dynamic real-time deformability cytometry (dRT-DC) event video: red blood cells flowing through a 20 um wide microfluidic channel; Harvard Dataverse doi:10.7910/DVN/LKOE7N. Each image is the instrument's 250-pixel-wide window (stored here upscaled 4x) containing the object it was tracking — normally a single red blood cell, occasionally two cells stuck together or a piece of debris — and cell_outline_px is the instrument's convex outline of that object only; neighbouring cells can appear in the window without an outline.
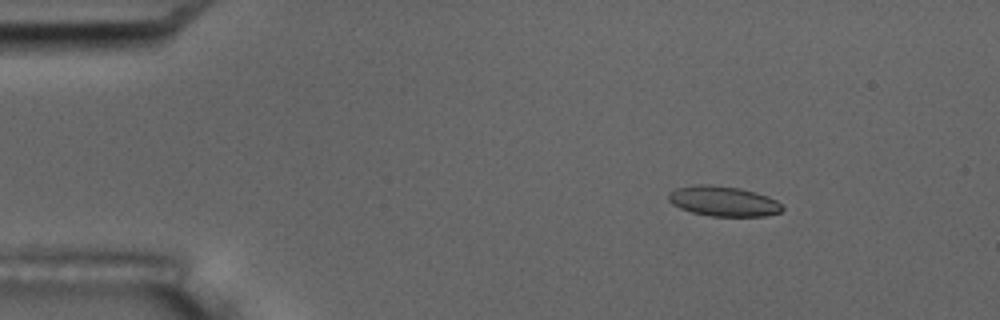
{"species": "common noctule bat (a hibernating species)", "species_latin": "Nyctalus noctula", "temperature_condition": "room temperature", "stored_images_in_passage": 15, "camera_frame_rate_fps": 3000, "um_per_image_px": 0.085, "animal": {"sex": "male", "body_mass_g": 17.5, "forearm_length_mm": 52.3}, "frame": {"image": 1, "passage_image": 1, "time_ms": 0.0, "image_size_px": [1000, 320], "cell_outline_px": [[784, 208], [780, 212], [764, 216], [712, 216], [692, 212], [680, 208], [672, 204], [668, 200], [668, 192], [676, 188], [696, 184], [712, 184], [740, 188], [756, 192], [768, 196], [776, 200]], "centroid_in_image_um": [61.46, 17.09], "position_along_channel_um": 23.5, "area_um2": 20.06}}
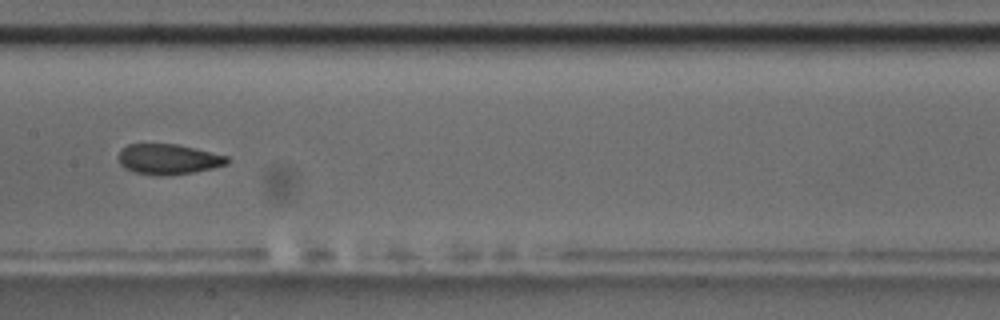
{"frame": {"image": 2, "passage_image": 7, "time_ms": 7.0, "image_size_px": [1000, 320], "cell_outline_px": [[228, 164], [212, 168], [192, 172], [160, 176], [156, 176], [136, 172], [124, 168], [120, 164], [120, 148], [128, 144], [176, 144], [196, 148], [228, 156]], "centroid_in_image_um": [14.31, 13.52], "position_along_channel_um": 193.1, "area_um2": 19.13}, "authors_computed_cell_mechanics": {"area_um2": 20.0566, "velocity_mm_per_s": 3.5038, "shape_relaxation_time_tau1_ms": 4.2207, "shape_relaxation_time_tau2_ms": 2.2142, "deformation_change_tau1": 0.1, "deformation_change_tau2": 0.0622}}